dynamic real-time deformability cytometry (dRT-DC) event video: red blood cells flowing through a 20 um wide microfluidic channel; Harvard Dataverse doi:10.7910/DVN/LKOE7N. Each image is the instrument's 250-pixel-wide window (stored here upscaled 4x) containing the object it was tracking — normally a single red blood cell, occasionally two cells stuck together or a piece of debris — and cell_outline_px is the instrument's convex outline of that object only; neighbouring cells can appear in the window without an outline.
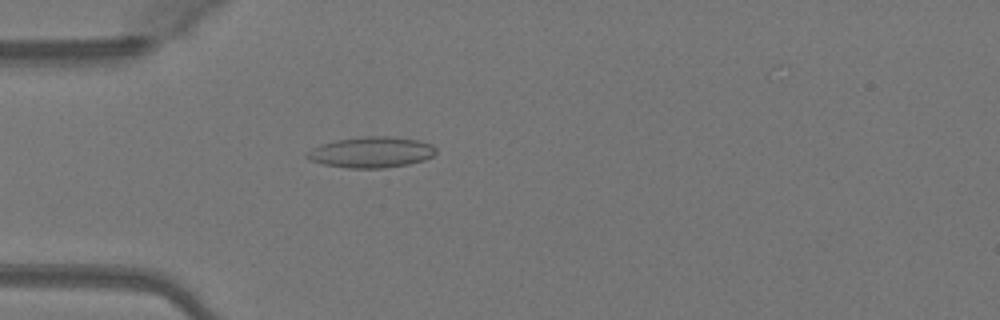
{"species": "Egyptian fruit bat (a non-hibernating species)", "species_latin": "Rousettus aegyptiacus", "temperature_condition": "warm", "stored_images_in_passage": 28, "camera_frame_rate_fps": 3000, "um_per_image_px": 0.085, "animal": {"sex": "female"}, "frame": {"image": 1, "passage_image": 14, "time_ms": 4.333, "image_size_px": [1000, 320], "cell_outline_px": [[436, 152], [432, 156], [424, 160], [408, 164], [384, 168], [348, 168], [324, 164], [308, 160], [304, 156], [312, 148], [320, 144], [336, 140], [360, 136], [388, 136], [420, 140], [432, 144], [436, 148]], "centroid_in_image_um": [31.55, 12.93], "position_along_channel_um": 53.4, "area_um2": 23.35}}
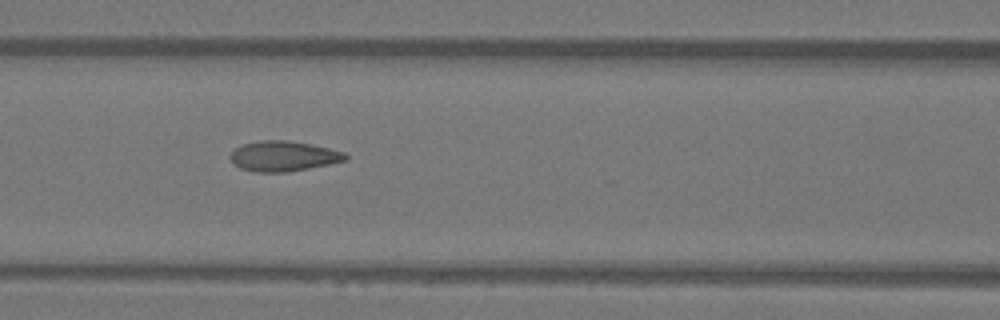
{"frame": {"image": 2, "passage_image": 21, "time_ms": 6.667, "image_size_px": [1000, 320], "cell_outline_px": [[348, 160], [288, 172], [252, 172], [240, 168], [232, 164], [228, 156], [236, 148], [244, 144], [260, 140], [288, 140], [312, 144], [344, 152], [348, 156]], "centroid_in_image_um": [24.06, 13.27], "position_along_channel_um": 142.5, "area_um2": 20.4}}
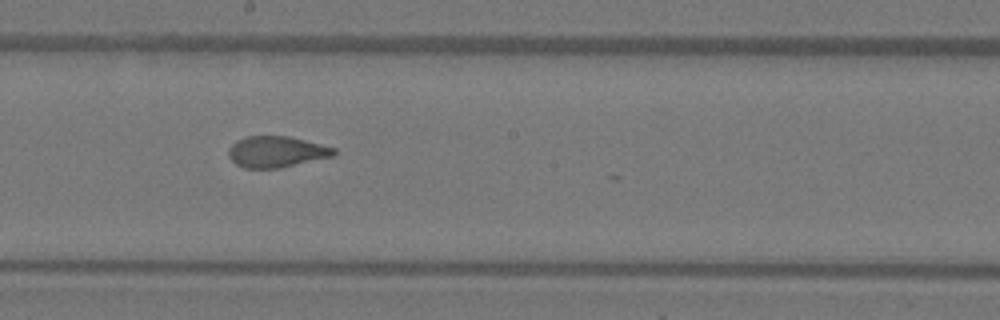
{"frame": {"image": 3, "passage_image": 27, "time_ms": 8.667, "image_size_px": [1000, 320], "cell_outline_px": [[336, 152], [332, 156], [280, 168], [244, 168], [236, 164], [228, 156], [228, 148], [236, 140], [244, 136], [288, 136], [336, 148]], "centroid_in_image_um": [23.45, 12.89], "position_along_channel_um": 224.8, "area_um2": 19.07}}